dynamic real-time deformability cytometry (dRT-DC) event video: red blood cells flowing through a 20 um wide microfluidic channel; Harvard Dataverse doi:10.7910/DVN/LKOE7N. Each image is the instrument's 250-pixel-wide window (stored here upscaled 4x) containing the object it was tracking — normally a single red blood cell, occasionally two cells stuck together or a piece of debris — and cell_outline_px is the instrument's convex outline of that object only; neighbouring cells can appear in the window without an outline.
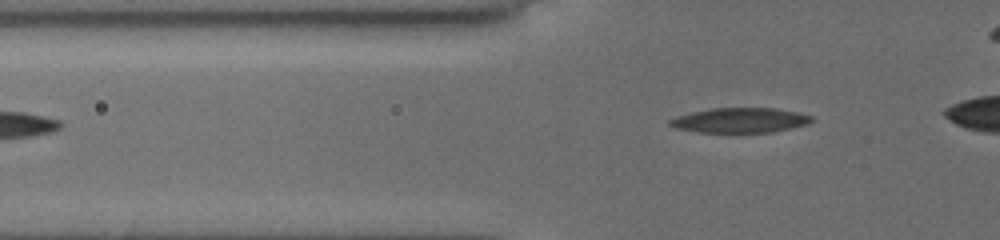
{"species": "common noctule bat (a hibernating species)", "species_latin": "Nyctalus noctula", "temperature_condition": "cold", "stored_images_in_passage": 33, "camera_frame_rate_fps": 3000, "um_per_image_px": 0.085, "animal": {"sex": "female", "body_mass_g": 19.5, "forearm_length_mm": 54.1}, "frame": {"image": 1, "passage_image": 4, "time_ms": 1.0, "image_size_px": [1000, 240], "cell_outline_px": [[812, 120], [808, 124], [772, 132], [696, 132], [676, 128], [668, 124], [668, 120], [676, 116], [708, 108], [776, 108], [800, 112], [812, 116]], "centroid_in_image_um": [62.89, 10.21], "position_along_channel_um": 62.9, "area_um2": 20.63}}
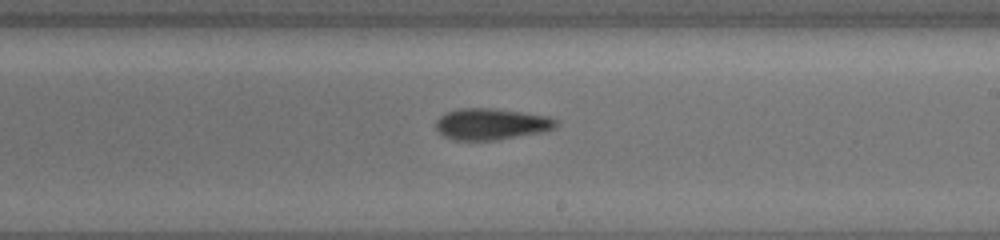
{"frame": {"image": 2, "passage_image": 19, "time_ms": 6.0, "image_size_px": [1000, 240], "cell_outline_px": [[560, 124], [556, 128], [544, 132], [496, 140], [452, 140], [444, 136], [436, 128], [436, 120], [440, 116], [456, 108], [496, 108], [548, 116], [556, 120]], "centroid_in_image_um": [41.79, 10.54], "position_along_channel_um": 247.2, "area_um2": 22.2}}
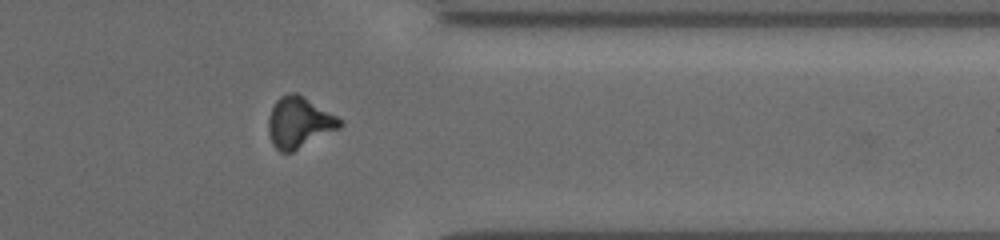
{"frame": {"image": 3, "passage_image": 30, "time_ms": 9.667, "image_size_px": [1000, 240], "cell_outline_px": [[344, 124], [340, 128], [292, 152], [280, 152], [272, 144], [268, 132], [268, 116], [276, 100], [280, 96], [288, 92], [296, 92], [304, 96], [344, 120]], "centroid_in_image_um": [25.43, 10.39], "position_along_channel_um": 386.0, "area_um2": 21.44}}